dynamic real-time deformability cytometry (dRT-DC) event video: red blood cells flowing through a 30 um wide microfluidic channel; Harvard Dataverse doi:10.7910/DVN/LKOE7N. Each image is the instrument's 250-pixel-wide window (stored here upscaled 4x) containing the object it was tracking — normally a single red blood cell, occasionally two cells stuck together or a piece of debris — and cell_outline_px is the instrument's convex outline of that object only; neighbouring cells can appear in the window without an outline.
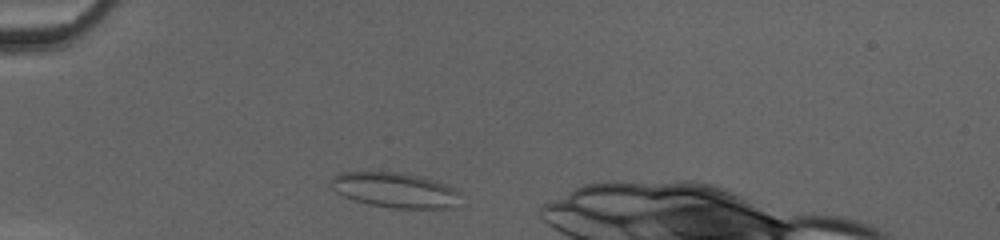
{"species": "common noctule bat (a hibernating species)", "species_latin": "Nyctalus noctula", "temperature_condition": "cold", "stored_images_in_passage": 30, "camera_frame_rate_fps": 3000, "um_per_image_px": 0.085, "animal": {"sex": "female", "body_mass_g": 20.0, "forearm_length_mm": 54.0}, "frame": {"image": 1, "passage_image": 3, "time_ms": 0.667, "image_size_px": [1000, 240], "cell_outline_px": [[460, 192], [452, 208], [392, 208], [368, 204], [352, 200], [336, 192], [332, 188], [332, 176], [340, 172], [400, 172], [420, 176], [448, 184]], "centroid_in_image_um": [33.55, 16.15], "position_along_channel_um": 51.5, "area_um2": 26.47}}
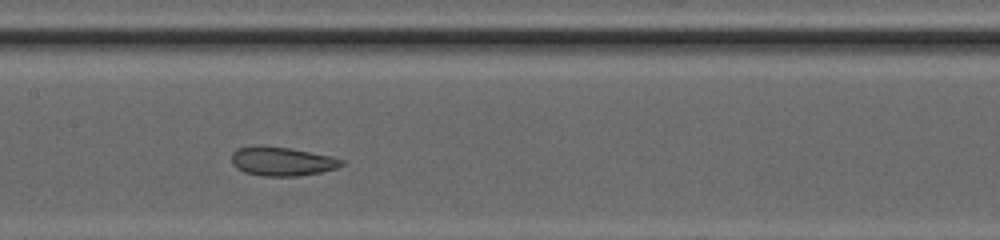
{"frame": {"image": 2, "passage_image": 14, "time_ms": 4.333, "image_size_px": [1000, 240], "cell_outline_px": [[344, 164], [336, 168], [320, 172], [296, 176], [264, 176], [244, 172], [236, 168], [232, 164], [232, 152], [236, 148], [252, 144], [264, 144], [292, 148], [332, 156], [344, 160]], "centroid_in_image_um": [23.92, 13.68], "position_along_channel_um": 183.5, "area_um2": 19.02}}
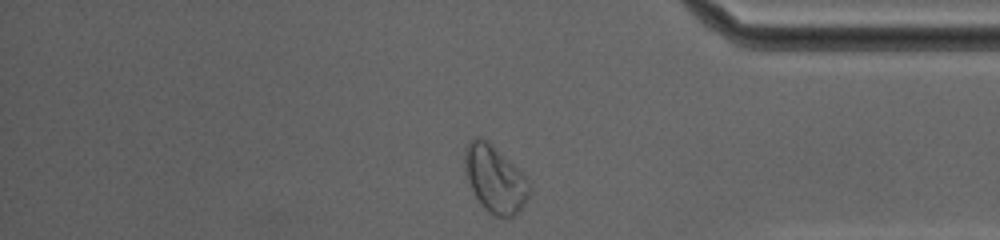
{"frame": {"image": 3, "passage_image": 30, "time_ms": 9.667, "image_size_px": [1000, 240], "cell_outline_px": [[532, 188], [524, 204], [512, 216], [496, 216], [488, 212], [480, 204], [464, 172], [464, 148], [476, 136], [480, 136], [488, 140], [528, 180]], "centroid_in_image_um": [42.04, 15.19], "position_along_channel_um": 393.2, "area_um2": 24.85}, "authors_computed_cell_mechanics": {"area_um2": 19.1607, "velocity_mm_per_s": 4.2051, "shape_relaxation_time_tau1_ms": null, "shape_relaxation_time_tau2_ms": 1.2503, "deformation_change_tau1": null, "deformation_change_tau2": 0.0803}}